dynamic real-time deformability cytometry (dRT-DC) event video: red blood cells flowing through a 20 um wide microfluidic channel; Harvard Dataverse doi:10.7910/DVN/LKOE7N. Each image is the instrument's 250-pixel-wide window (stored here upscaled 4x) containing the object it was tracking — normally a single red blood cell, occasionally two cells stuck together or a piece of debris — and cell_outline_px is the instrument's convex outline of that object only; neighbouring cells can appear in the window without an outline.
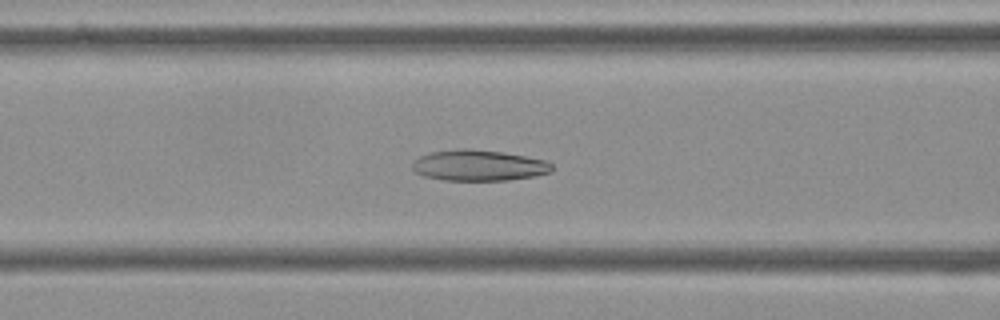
{"species": "Egyptian fruit bat (a non-hibernating species)", "species_latin": "Rousettus aegyptiacus", "temperature_condition": "cold", "stored_images_in_passage": 53, "camera_frame_rate_fps": 3000, "um_per_image_px": 0.085, "frame": {"image": 1, "passage_image": 20, "time_ms": 6.333, "image_size_px": [1000, 320], "cell_outline_px": [[552, 172], [532, 176], [508, 180], [444, 180], [424, 176], [416, 172], [412, 168], [412, 160], [428, 152], [460, 148], [468, 148], [504, 152], [544, 160], [552, 164]], "centroid_in_image_um": [40.65, 14.05], "position_along_channel_um": 126.0, "area_um2": 25.2}}
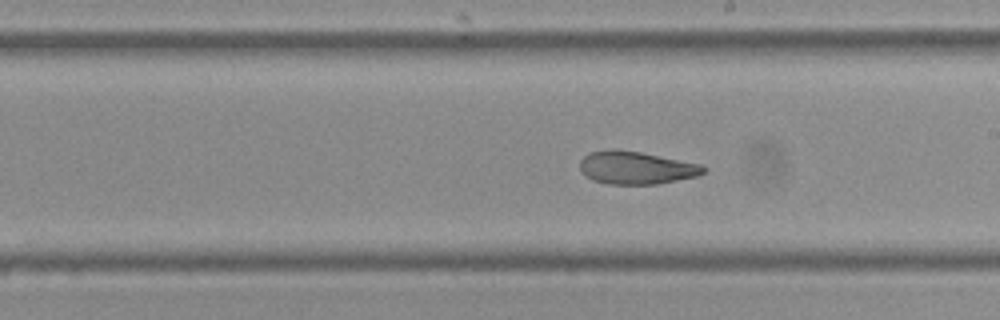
{"frame": {"image": 2, "passage_image": 29, "time_ms": 9.333, "image_size_px": [1000, 320], "cell_outline_px": [[708, 168], [704, 172], [696, 176], [656, 184], [608, 184], [592, 180], [580, 172], [580, 160], [588, 152], [612, 148], [616, 148], [640, 152], [704, 164]], "centroid_in_image_um": [54.05, 14.24], "position_along_channel_um": 234.9, "area_um2": 23.93}}
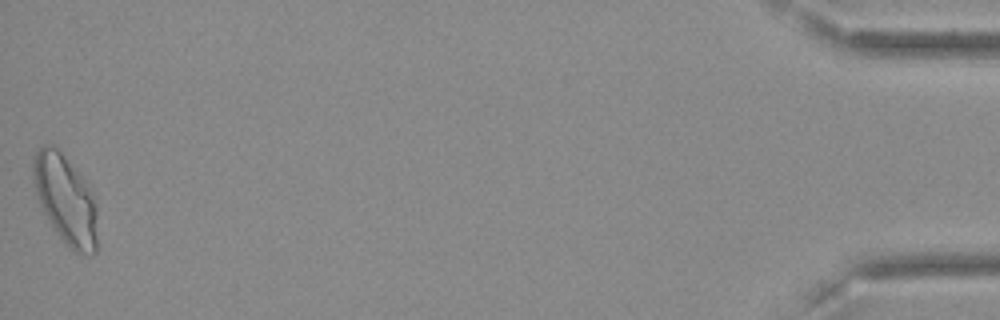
{"frame": {"image": 3, "passage_image": 53, "time_ms": 17.333, "image_size_px": [1000, 320], "cell_outline_px": [[96, 252], [80, 256], [64, 244], [52, 228], [36, 196], [32, 180], [32, 156], [44, 144], [52, 144], [60, 152], [80, 176], [88, 188], [96, 204]], "centroid_in_image_um": [5.52, 17.0], "position_along_channel_um": 429.7, "area_um2": 33.23}, "authors_computed_cell_mechanics": {"area_um2": 26.01, "velocity_mm_per_s": 3.6388, "shape_relaxation_time_tau1_ms": 10.3509, "shape_relaxation_time_tau2_ms": 2.7252, "deformation_change_tau1": 0.2221, "deformation_change_tau2": 0.0915}}